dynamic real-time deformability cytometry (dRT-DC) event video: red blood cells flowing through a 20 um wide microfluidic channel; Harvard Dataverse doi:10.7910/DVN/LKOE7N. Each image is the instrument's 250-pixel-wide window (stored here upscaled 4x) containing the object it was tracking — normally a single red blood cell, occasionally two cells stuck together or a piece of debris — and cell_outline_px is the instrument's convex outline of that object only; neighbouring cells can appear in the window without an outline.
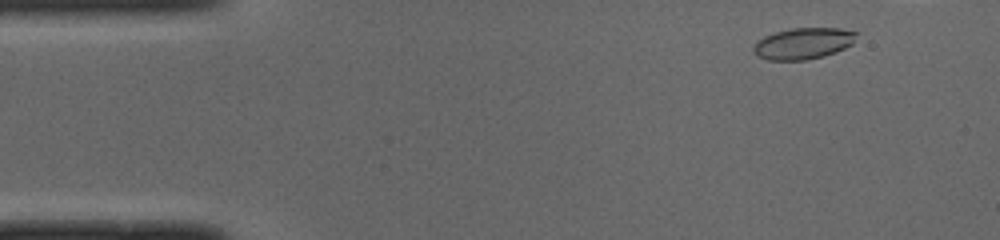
{"species": "common noctule bat (a hibernating species)", "species_latin": "Nyctalus noctula", "temperature_condition": "cold", "stored_images_in_passage": 40, "camera_frame_rate_fps": 3000, "um_per_image_px": 0.085, "animal": {"sex": "male", "body_mass_g": 19.0, "forearm_length_mm": 50.8}, "frame": {"image": 1, "passage_image": 4, "time_ms": 1.0, "image_size_px": [1000, 240], "cell_outline_px": [[856, 32], [852, 44], [836, 52], [824, 56], [804, 60], [768, 60], [756, 56], [752, 48], [764, 36], [776, 32], [792, 28], [840, 28]], "centroid_in_image_um": [68.26, 3.7], "position_along_channel_um": 16.7, "area_um2": 18.61}}
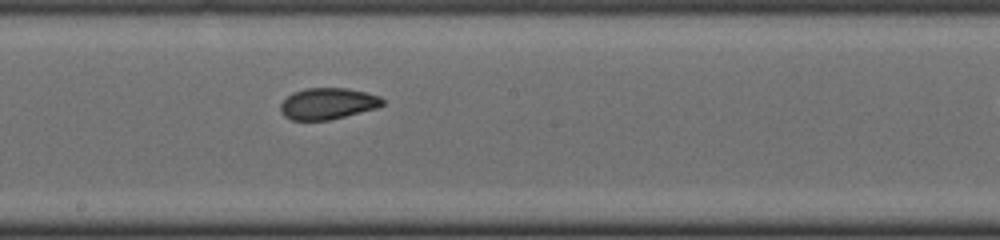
{"frame": {"image": 2, "passage_image": 26, "time_ms": 8.333, "image_size_px": [1000, 240], "cell_outline_px": [[384, 104], [376, 108], [328, 120], [292, 120], [284, 116], [280, 112], [280, 104], [292, 92], [304, 88], [348, 88], [380, 96], [384, 100]], "centroid_in_image_um": [27.83, 8.8], "position_along_channel_um": 220.4, "area_um2": 18.61}}
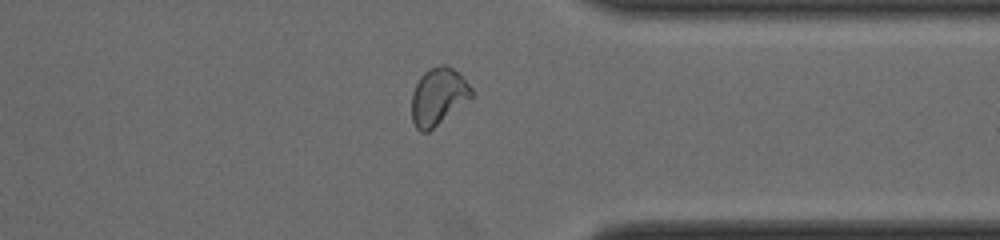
{"frame": {"image": 3, "passage_image": 38, "time_ms": 12.333, "image_size_px": [1000, 240], "cell_outline_px": [[472, 96], [428, 132], [420, 132], [416, 128], [412, 120], [412, 92], [420, 76], [428, 68], [440, 64], [444, 64], [452, 68], [472, 88]], "centroid_in_image_um": [37.2, 8.19], "position_along_channel_um": 374.2, "area_um2": 19.54}}